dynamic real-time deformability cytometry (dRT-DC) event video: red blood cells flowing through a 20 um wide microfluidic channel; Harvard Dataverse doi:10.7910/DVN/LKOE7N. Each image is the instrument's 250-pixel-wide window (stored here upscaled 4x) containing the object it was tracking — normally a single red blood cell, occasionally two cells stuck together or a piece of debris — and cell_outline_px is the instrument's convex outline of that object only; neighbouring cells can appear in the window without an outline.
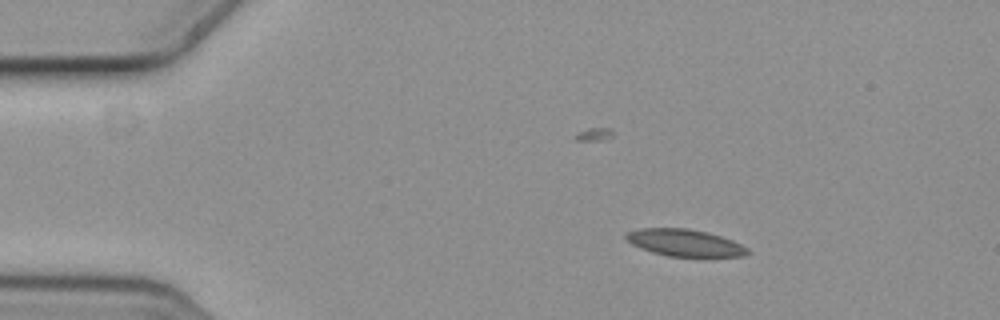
{"species": "common noctule bat (a hibernating species)", "species_latin": "Nyctalus noctula", "temperature_condition": "cold", "stored_images_in_passage": 3, "camera_frame_rate_fps": 3000, "um_per_image_px": 0.085, "animal": {"sex": "female", "body_mass_g": 19.3, "forearm_length_mm": 54.1}, "frame": {"image": 1, "passage_image": 1, "time_ms": 0.0, "image_size_px": [1000, 320], "cell_outline_px": [[752, 252], [744, 256], [704, 260], [668, 256], [652, 252], [640, 248], [632, 244], [624, 236], [628, 232], [636, 228], [688, 228], [708, 232], [732, 240], [748, 248]], "centroid_in_image_um": [58.3, 20.69], "position_along_channel_um": 26.7, "area_um2": 20.17}}